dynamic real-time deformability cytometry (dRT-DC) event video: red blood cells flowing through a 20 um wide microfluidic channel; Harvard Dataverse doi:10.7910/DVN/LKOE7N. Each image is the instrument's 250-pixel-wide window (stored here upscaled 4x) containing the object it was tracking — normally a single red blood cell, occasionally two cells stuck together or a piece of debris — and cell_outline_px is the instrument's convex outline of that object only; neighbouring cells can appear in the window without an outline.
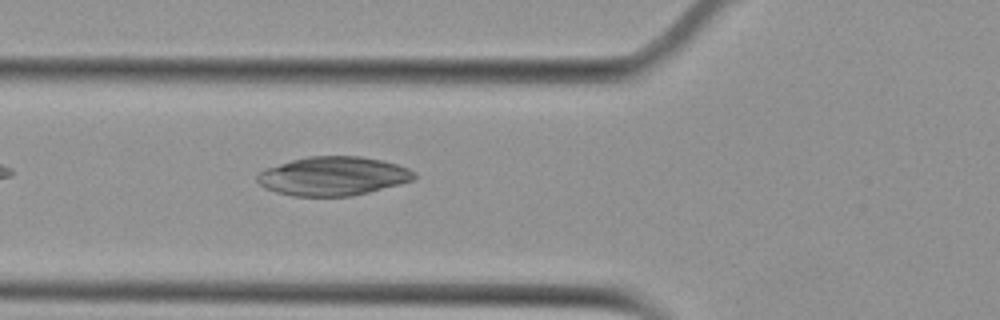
{"species": "Egyptian fruit bat (a non-hibernating species)", "species_latin": "Rousettus aegyptiacus", "temperature_condition": "cold", "stored_images_in_passage": 31, "camera_frame_rate_fps": 3000, "um_per_image_px": 0.085, "animal": {"sex": "female"}, "frame": {"image": 1, "passage_image": 6, "time_ms": 1.667, "image_size_px": [1000, 320], "cell_outline_px": [[416, 176], [412, 180], [400, 184], [352, 196], [292, 196], [276, 192], [264, 188], [256, 180], [256, 176], [264, 168], [292, 160], [308, 156], [360, 156], [384, 160], [408, 168], [416, 172]], "centroid_in_image_um": [28.3, 14.96], "position_along_channel_um": 97.5, "area_um2": 35.66}}
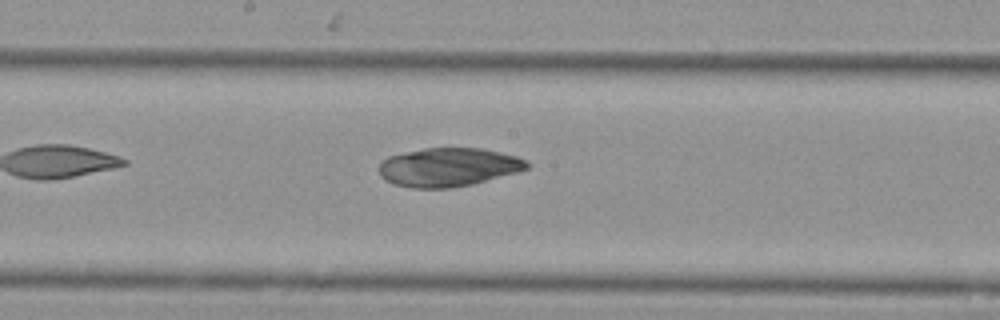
{"frame": {"image": 2, "passage_image": 15, "time_ms": 4.667, "image_size_px": [1000, 320], "cell_outline_px": [[532, 164], [528, 168], [516, 172], [472, 184], [452, 188], [412, 188], [392, 184], [384, 180], [380, 176], [380, 164], [388, 156], [424, 148], [484, 148], [516, 156], [528, 160]], "centroid_in_image_um": [38.12, 14.21], "position_along_channel_um": 210.1, "area_um2": 33.41}}
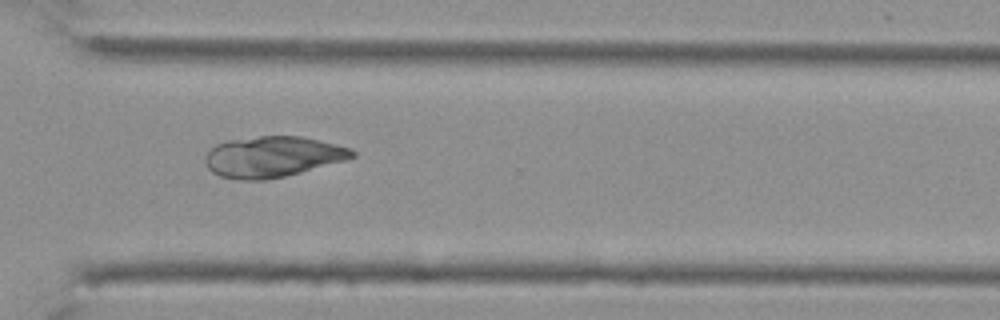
{"frame": {"image": 3, "passage_image": 26, "time_ms": 8.333, "image_size_px": [1000, 320], "cell_outline_px": [[356, 156], [344, 160], [300, 172], [284, 176], [264, 180], [236, 180], [220, 176], [212, 172], [208, 168], [204, 160], [204, 156], [216, 144], [228, 140], [260, 136], [304, 136], [352, 148], [356, 152]], "centroid_in_image_um": [23.16, 13.32], "position_along_channel_um": 347.4, "area_um2": 34.97}}